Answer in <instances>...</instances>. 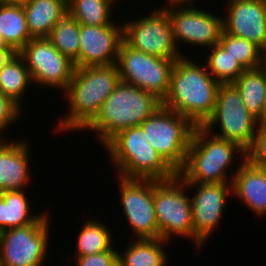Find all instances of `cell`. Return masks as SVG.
Here are the masks:
<instances>
[{"label":"cell","mask_w":266,"mask_h":266,"mask_svg":"<svg viewBox=\"0 0 266 266\" xmlns=\"http://www.w3.org/2000/svg\"><path fill=\"white\" fill-rule=\"evenodd\" d=\"M219 85L207 66L183 56L172 67L170 89L162 105L186 117L194 126H203L213 114Z\"/></svg>","instance_id":"cell-1"},{"label":"cell","mask_w":266,"mask_h":266,"mask_svg":"<svg viewBox=\"0 0 266 266\" xmlns=\"http://www.w3.org/2000/svg\"><path fill=\"white\" fill-rule=\"evenodd\" d=\"M120 81L117 64L75 68L64 92L69 103L68 116L59 121L57 131L85 130Z\"/></svg>","instance_id":"cell-2"},{"label":"cell","mask_w":266,"mask_h":266,"mask_svg":"<svg viewBox=\"0 0 266 266\" xmlns=\"http://www.w3.org/2000/svg\"><path fill=\"white\" fill-rule=\"evenodd\" d=\"M162 105L154 94L120 81L85 128L97 132L104 146L120 131L139 126Z\"/></svg>","instance_id":"cell-3"},{"label":"cell","mask_w":266,"mask_h":266,"mask_svg":"<svg viewBox=\"0 0 266 266\" xmlns=\"http://www.w3.org/2000/svg\"><path fill=\"white\" fill-rule=\"evenodd\" d=\"M246 158V151L237 143L221 139L209 133L202 126H195L185 164L177 175L185 183L232 182L228 177V167L236 158Z\"/></svg>","instance_id":"cell-4"},{"label":"cell","mask_w":266,"mask_h":266,"mask_svg":"<svg viewBox=\"0 0 266 266\" xmlns=\"http://www.w3.org/2000/svg\"><path fill=\"white\" fill-rule=\"evenodd\" d=\"M105 148L121 177L168 180L177 175L147 141L140 126L120 131Z\"/></svg>","instance_id":"cell-5"},{"label":"cell","mask_w":266,"mask_h":266,"mask_svg":"<svg viewBox=\"0 0 266 266\" xmlns=\"http://www.w3.org/2000/svg\"><path fill=\"white\" fill-rule=\"evenodd\" d=\"M187 184L176 175L168 180H153V200L159 235L169 241L176 236L192 238L196 248L204 245L193 233L191 199Z\"/></svg>","instance_id":"cell-6"},{"label":"cell","mask_w":266,"mask_h":266,"mask_svg":"<svg viewBox=\"0 0 266 266\" xmlns=\"http://www.w3.org/2000/svg\"><path fill=\"white\" fill-rule=\"evenodd\" d=\"M147 141L178 173L185 164L195 126L184 116L161 105L140 125Z\"/></svg>","instance_id":"cell-7"},{"label":"cell","mask_w":266,"mask_h":266,"mask_svg":"<svg viewBox=\"0 0 266 266\" xmlns=\"http://www.w3.org/2000/svg\"><path fill=\"white\" fill-rule=\"evenodd\" d=\"M216 125L221 128L220 133L212 132ZM202 127L216 137L237 143L247 152L253 145L258 122L244 106L235 85L220 83L213 114Z\"/></svg>","instance_id":"cell-8"},{"label":"cell","mask_w":266,"mask_h":266,"mask_svg":"<svg viewBox=\"0 0 266 266\" xmlns=\"http://www.w3.org/2000/svg\"><path fill=\"white\" fill-rule=\"evenodd\" d=\"M177 59H164L121 43L117 66L120 80L154 94L162 102L170 89V73Z\"/></svg>","instance_id":"cell-9"},{"label":"cell","mask_w":266,"mask_h":266,"mask_svg":"<svg viewBox=\"0 0 266 266\" xmlns=\"http://www.w3.org/2000/svg\"><path fill=\"white\" fill-rule=\"evenodd\" d=\"M46 213L34 223L0 232V266H42L49 245Z\"/></svg>","instance_id":"cell-10"},{"label":"cell","mask_w":266,"mask_h":266,"mask_svg":"<svg viewBox=\"0 0 266 266\" xmlns=\"http://www.w3.org/2000/svg\"><path fill=\"white\" fill-rule=\"evenodd\" d=\"M137 19L123 23V41L128 46L164 59L183 57L179 54L170 18L162 7Z\"/></svg>","instance_id":"cell-11"},{"label":"cell","mask_w":266,"mask_h":266,"mask_svg":"<svg viewBox=\"0 0 266 266\" xmlns=\"http://www.w3.org/2000/svg\"><path fill=\"white\" fill-rule=\"evenodd\" d=\"M18 54L25 61L32 83L66 91L75 65L48 38H32Z\"/></svg>","instance_id":"cell-12"},{"label":"cell","mask_w":266,"mask_h":266,"mask_svg":"<svg viewBox=\"0 0 266 266\" xmlns=\"http://www.w3.org/2000/svg\"><path fill=\"white\" fill-rule=\"evenodd\" d=\"M119 177V193L125 218L136 239H158L153 179Z\"/></svg>","instance_id":"cell-13"},{"label":"cell","mask_w":266,"mask_h":266,"mask_svg":"<svg viewBox=\"0 0 266 266\" xmlns=\"http://www.w3.org/2000/svg\"><path fill=\"white\" fill-rule=\"evenodd\" d=\"M180 7H163L170 18L177 47L179 42L206 48L219 43L223 32V17L200 10L194 4L190 8L189 5Z\"/></svg>","instance_id":"cell-14"},{"label":"cell","mask_w":266,"mask_h":266,"mask_svg":"<svg viewBox=\"0 0 266 266\" xmlns=\"http://www.w3.org/2000/svg\"><path fill=\"white\" fill-rule=\"evenodd\" d=\"M229 183V184H228ZM188 188L197 187L190 197L192 206V224L194 235L206 244L223 216L228 196L232 193L231 182L186 183ZM230 192V193H229ZM205 242V243H204Z\"/></svg>","instance_id":"cell-15"},{"label":"cell","mask_w":266,"mask_h":266,"mask_svg":"<svg viewBox=\"0 0 266 266\" xmlns=\"http://www.w3.org/2000/svg\"><path fill=\"white\" fill-rule=\"evenodd\" d=\"M114 23L100 26L80 24L79 68L117 63L123 42V23L122 26Z\"/></svg>","instance_id":"cell-16"},{"label":"cell","mask_w":266,"mask_h":266,"mask_svg":"<svg viewBox=\"0 0 266 266\" xmlns=\"http://www.w3.org/2000/svg\"><path fill=\"white\" fill-rule=\"evenodd\" d=\"M223 31L266 50V0H227Z\"/></svg>","instance_id":"cell-17"},{"label":"cell","mask_w":266,"mask_h":266,"mask_svg":"<svg viewBox=\"0 0 266 266\" xmlns=\"http://www.w3.org/2000/svg\"><path fill=\"white\" fill-rule=\"evenodd\" d=\"M232 177V193L257 215H266V170L243 158Z\"/></svg>","instance_id":"cell-18"},{"label":"cell","mask_w":266,"mask_h":266,"mask_svg":"<svg viewBox=\"0 0 266 266\" xmlns=\"http://www.w3.org/2000/svg\"><path fill=\"white\" fill-rule=\"evenodd\" d=\"M25 141L0 142V192L24 190L29 183V147Z\"/></svg>","instance_id":"cell-19"},{"label":"cell","mask_w":266,"mask_h":266,"mask_svg":"<svg viewBox=\"0 0 266 266\" xmlns=\"http://www.w3.org/2000/svg\"><path fill=\"white\" fill-rule=\"evenodd\" d=\"M22 6L31 37L48 38L67 11V0H27Z\"/></svg>","instance_id":"cell-20"},{"label":"cell","mask_w":266,"mask_h":266,"mask_svg":"<svg viewBox=\"0 0 266 266\" xmlns=\"http://www.w3.org/2000/svg\"><path fill=\"white\" fill-rule=\"evenodd\" d=\"M128 241L127 250L117 254L120 266H167L168 254L163 245L168 241L161 238Z\"/></svg>","instance_id":"cell-21"},{"label":"cell","mask_w":266,"mask_h":266,"mask_svg":"<svg viewBox=\"0 0 266 266\" xmlns=\"http://www.w3.org/2000/svg\"><path fill=\"white\" fill-rule=\"evenodd\" d=\"M24 190L0 192V232L36 222L43 214H29L30 207Z\"/></svg>","instance_id":"cell-22"},{"label":"cell","mask_w":266,"mask_h":266,"mask_svg":"<svg viewBox=\"0 0 266 266\" xmlns=\"http://www.w3.org/2000/svg\"><path fill=\"white\" fill-rule=\"evenodd\" d=\"M233 84L238 89L244 106L258 120L262 114L266 94V67L262 65L245 69Z\"/></svg>","instance_id":"cell-23"},{"label":"cell","mask_w":266,"mask_h":266,"mask_svg":"<svg viewBox=\"0 0 266 266\" xmlns=\"http://www.w3.org/2000/svg\"><path fill=\"white\" fill-rule=\"evenodd\" d=\"M0 33L16 53L32 39L22 5L0 4Z\"/></svg>","instance_id":"cell-24"},{"label":"cell","mask_w":266,"mask_h":266,"mask_svg":"<svg viewBox=\"0 0 266 266\" xmlns=\"http://www.w3.org/2000/svg\"><path fill=\"white\" fill-rule=\"evenodd\" d=\"M80 24L67 10L52 28L48 39L55 48L79 68Z\"/></svg>","instance_id":"cell-25"},{"label":"cell","mask_w":266,"mask_h":266,"mask_svg":"<svg viewBox=\"0 0 266 266\" xmlns=\"http://www.w3.org/2000/svg\"><path fill=\"white\" fill-rule=\"evenodd\" d=\"M32 82L24 59L16 53L0 70V92L21 109L22 96Z\"/></svg>","instance_id":"cell-26"},{"label":"cell","mask_w":266,"mask_h":266,"mask_svg":"<svg viewBox=\"0 0 266 266\" xmlns=\"http://www.w3.org/2000/svg\"><path fill=\"white\" fill-rule=\"evenodd\" d=\"M98 220H87L79 232L76 243V256H86L109 250L113 246L111 230L107 225L97 222Z\"/></svg>","instance_id":"cell-27"},{"label":"cell","mask_w":266,"mask_h":266,"mask_svg":"<svg viewBox=\"0 0 266 266\" xmlns=\"http://www.w3.org/2000/svg\"><path fill=\"white\" fill-rule=\"evenodd\" d=\"M113 3L108 0H67V10L82 25L100 26L113 23Z\"/></svg>","instance_id":"cell-28"},{"label":"cell","mask_w":266,"mask_h":266,"mask_svg":"<svg viewBox=\"0 0 266 266\" xmlns=\"http://www.w3.org/2000/svg\"><path fill=\"white\" fill-rule=\"evenodd\" d=\"M206 62L207 70L219 83H233L245 68L219 43L210 47Z\"/></svg>","instance_id":"cell-29"},{"label":"cell","mask_w":266,"mask_h":266,"mask_svg":"<svg viewBox=\"0 0 266 266\" xmlns=\"http://www.w3.org/2000/svg\"><path fill=\"white\" fill-rule=\"evenodd\" d=\"M219 44L245 69L257 68L264 64V51L244 38L223 31Z\"/></svg>","instance_id":"cell-30"},{"label":"cell","mask_w":266,"mask_h":266,"mask_svg":"<svg viewBox=\"0 0 266 266\" xmlns=\"http://www.w3.org/2000/svg\"><path fill=\"white\" fill-rule=\"evenodd\" d=\"M246 159L266 170V125H258L253 145L246 153Z\"/></svg>","instance_id":"cell-31"},{"label":"cell","mask_w":266,"mask_h":266,"mask_svg":"<svg viewBox=\"0 0 266 266\" xmlns=\"http://www.w3.org/2000/svg\"><path fill=\"white\" fill-rule=\"evenodd\" d=\"M22 109L13 102L9 97L4 96L0 92V136L2 137L3 131L14 124L18 118H20Z\"/></svg>","instance_id":"cell-32"},{"label":"cell","mask_w":266,"mask_h":266,"mask_svg":"<svg viewBox=\"0 0 266 266\" xmlns=\"http://www.w3.org/2000/svg\"><path fill=\"white\" fill-rule=\"evenodd\" d=\"M113 246L109 250L86 256H76V266H111L117 260L118 251Z\"/></svg>","instance_id":"cell-33"},{"label":"cell","mask_w":266,"mask_h":266,"mask_svg":"<svg viewBox=\"0 0 266 266\" xmlns=\"http://www.w3.org/2000/svg\"><path fill=\"white\" fill-rule=\"evenodd\" d=\"M16 54L12 48L0 49V70Z\"/></svg>","instance_id":"cell-34"},{"label":"cell","mask_w":266,"mask_h":266,"mask_svg":"<svg viewBox=\"0 0 266 266\" xmlns=\"http://www.w3.org/2000/svg\"><path fill=\"white\" fill-rule=\"evenodd\" d=\"M192 1V2H191ZM194 0H168L167 2H170V3H168L169 4V6H166V8L167 7H172V6H183L184 5V3L186 2L187 3V6L189 5L190 6V4L192 5L193 3H195V2H193ZM190 3V4H189Z\"/></svg>","instance_id":"cell-35"},{"label":"cell","mask_w":266,"mask_h":266,"mask_svg":"<svg viewBox=\"0 0 266 266\" xmlns=\"http://www.w3.org/2000/svg\"><path fill=\"white\" fill-rule=\"evenodd\" d=\"M257 122H258V125H266V94H265V98H264L262 114H261L260 118L257 120Z\"/></svg>","instance_id":"cell-36"},{"label":"cell","mask_w":266,"mask_h":266,"mask_svg":"<svg viewBox=\"0 0 266 266\" xmlns=\"http://www.w3.org/2000/svg\"><path fill=\"white\" fill-rule=\"evenodd\" d=\"M27 0H0V4L23 5Z\"/></svg>","instance_id":"cell-37"},{"label":"cell","mask_w":266,"mask_h":266,"mask_svg":"<svg viewBox=\"0 0 266 266\" xmlns=\"http://www.w3.org/2000/svg\"><path fill=\"white\" fill-rule=\"evenodd\" d=\"M1 48H10L4 41L2 34L0 33V49Z\"/></svg>","instance_id":"cell-38"},{"label":"cell","mask_w":266,"mask_h":266,"mask_svg":"<svg viewBox=\"0 0 266 266\" xmlns=\"http://www.w3.org/2000/svg\"><path fill=\"white\" fill-rule=\"evenodd\" d=\"M111 266H120L118 259Z\"/></svg>","instance_id":"cell-39"},{"label":"cell","mask_w":266,"mask_h":266,"mask_svg":"<svg viewBox=\"0 0 266 266\" xmlns=\"http://www.w3.org/2000/svg\"><path fill=\"white\" fill-rule=\"evenodd\" d=\"M263 65L266 67V50L264 51V64Z\"/></svg>","instance_id":"cell-40"},{"label":"cell","mask_w":266,"mask_h":266,"mask_svg":"<svg viewBox=\"0 0 266 266\" xmlns=\"http://www.w3.org/2000/svg\"><path fill=\"white\" fill-rule=\"evenodd\" d=\"M108 1H110V2L113 3V4H115V2H116L117 0H108Z\"/></svg>","instance_id":"cell-41"}]
</instances>
